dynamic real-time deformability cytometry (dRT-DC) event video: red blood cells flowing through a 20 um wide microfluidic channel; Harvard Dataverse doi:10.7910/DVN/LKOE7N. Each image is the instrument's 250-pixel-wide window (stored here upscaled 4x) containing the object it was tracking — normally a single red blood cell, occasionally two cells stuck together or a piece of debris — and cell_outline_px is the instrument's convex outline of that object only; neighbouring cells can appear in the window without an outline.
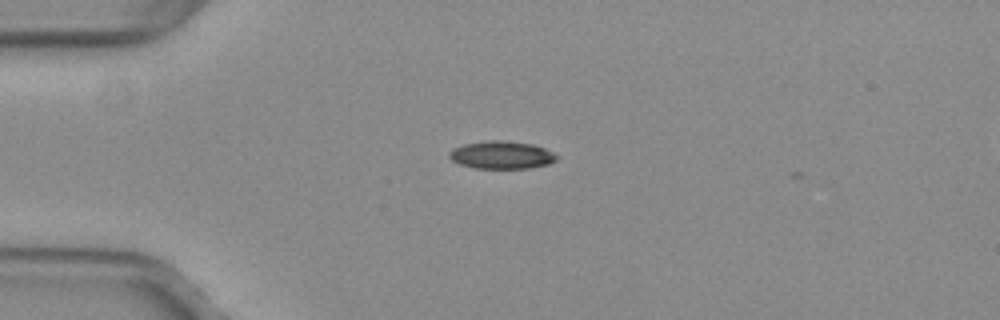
{"species": "common noctule bat (a hibernating species)", "species_latin": "Nyctalus noctula", "temperature_condition": "warm", "stored_images_in_passage": 33, "camera_frame_rate_fps": 3000, "um_per_image_px": 0.085, "animal": {"sex": "female", "body_mass_g": 29.2, "forearm_length_mm": 56.3}, "frame": {"image": 1, "passage_image": 1, "time_ms": 0.0, "image_size_px": [1000, 320], "cell_outline_px": [[560, 156], [556, 160], [548, 164], [528, 168], [476, 168], [460, 164], [452, 160], [448, 156], [448, 152], [452, 148], [464, 144], [488, 140], [504, 140], [532, 144], [544, 148]], "centroid_in_image_um": [42.62, 13.16], "position_along_channel_um": 42.4, "area_um2": 17.4}}
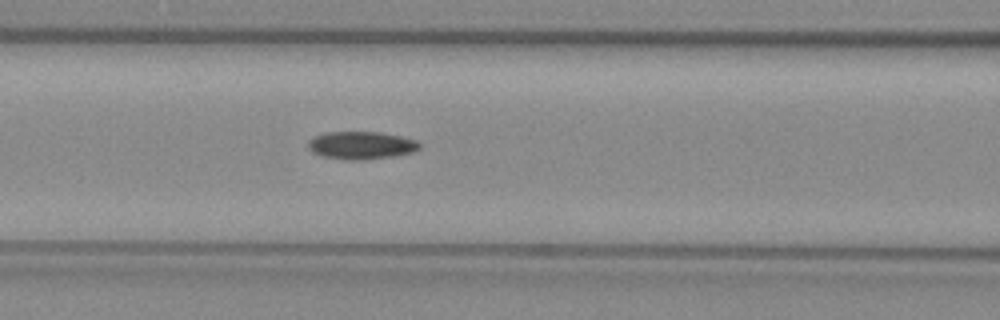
{"frame": {"image": 2, "passage_image": 10, "time_ms": 3.0, "image_size_px": [1000, 320], "cell_outline_px": [[420, 148], [412, 152], [396, 156], [364, 160], [344, 160], [320, 156], [312, 152], [308, 148], [308, 140], [324, 132], [380, 132], [400, 136], [416, 140], [420, 144]], "centroid_in_image_um": [30.68, 12.36], "position_along_channel_um": 135.9, "area_um2": 18.21}}
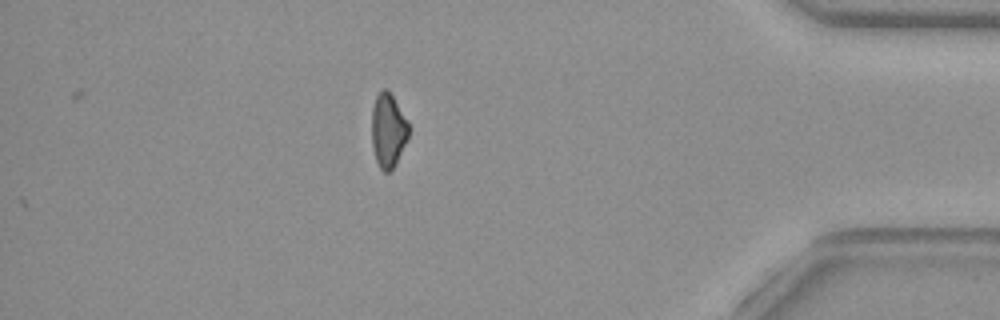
{"frame": {"image": 3, "passage_image": 33, "time_ms": 10.667, "image_size_px": [1000, 320], "cell_outline_px": [[408, 136], [396, 164], [388, 172], [384, 172], [380, 168], [376, 160], [372, 148], [372, 108], [376, 96], [384, 88], [388, 88], [408, 120]], "centroid_in_image_um": [32.98, 11.06], "position_along_channel_um": 402.2, "area_um2": 15.95}, "authors_computed_cell_mechanics": {"area_um2": 17.6868, "velocity_mm_per_s": 4.0228, "shape_relaxation_time_tau1_ms": 4.9701, "shape_relaxation_time_tau2_ms": null, "deformation_change_tau1": 0.1335, "deformation_change_tau2": null}}